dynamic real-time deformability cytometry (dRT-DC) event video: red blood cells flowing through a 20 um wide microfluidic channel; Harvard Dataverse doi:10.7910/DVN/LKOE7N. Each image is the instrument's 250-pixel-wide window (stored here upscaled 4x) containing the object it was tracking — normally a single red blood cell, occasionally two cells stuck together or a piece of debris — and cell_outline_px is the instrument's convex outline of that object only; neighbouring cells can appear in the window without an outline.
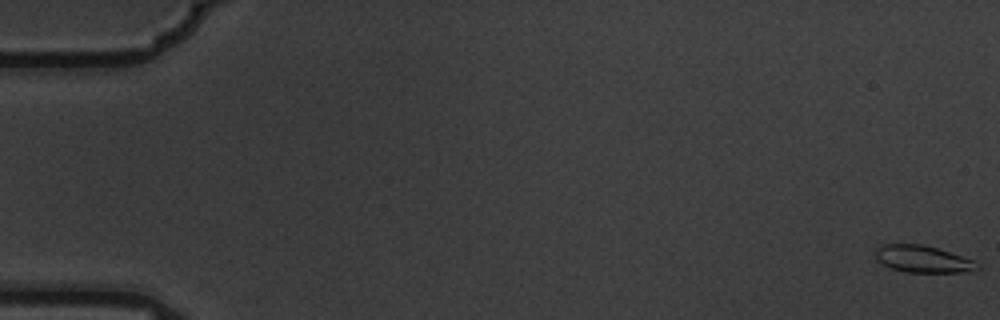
{"species": "common noctule bat (a hibernating species)", "species_latin": "Nyctalus noctula", "temperature_condition": "warm", "stored_images_in_passage": 6, "camera_frame_rate_fps": 3000, "um_per_image_px": 0.085, "animal": {"sex": "male", "body_mass_g": 19.5, "forearm_length_mm": 54.6}, "frame": {"image": 1, "passage_image": 1, "time_ms": 0.0, "image_size_px": [1000, 320], "cell_outline_px": [[980, 268], [964, 272], [908, 272], [892, 268], [876, 260], [872, 256], [872, 252], [880, 244], [920, 244], [936, 248], [976, 260], [980, 264]], "centroid_in_image_um": [78.41, 22.01], "position_along_channel_um": 6.6, "area_um2": 16.18}}